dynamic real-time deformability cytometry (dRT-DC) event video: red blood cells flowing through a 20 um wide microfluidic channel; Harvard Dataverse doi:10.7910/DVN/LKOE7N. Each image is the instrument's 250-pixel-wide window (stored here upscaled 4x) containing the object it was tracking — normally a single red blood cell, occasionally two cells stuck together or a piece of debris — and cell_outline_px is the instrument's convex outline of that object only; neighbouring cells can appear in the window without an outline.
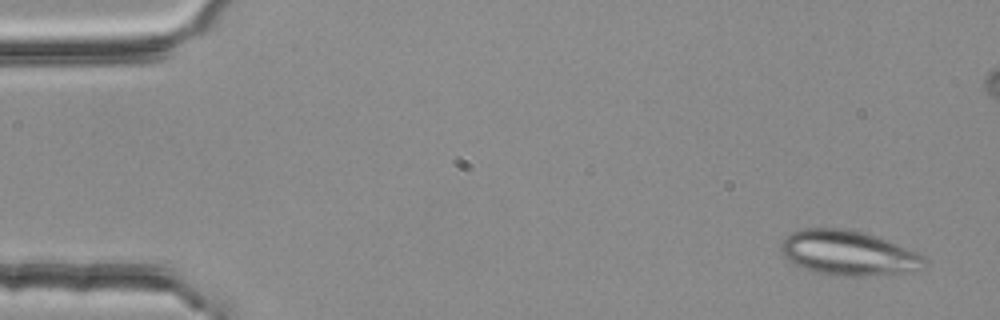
{"species": "common noctule bat (a hibernating species)", "species_latin": "Nyctalus noctula", "temperature_condition": "room temperature", "stored_images_in_passage": 4, "camera_frame_rate_fps": 3000, "um_per_image_px": 0.085, "animal": {"sex": "female", "body_mass_g": 25.1}, "frame": {"image": 1, "passage_image": 1, "time_ms": 0.0, "image_size_px": [1000, 320], "cell_outline_px": [[928, 264], [912, 272], [876, 276], [836, 276], [816, 272], [804, 268], [788, 260], [784, 256], [780, 248], [780, 244], [792, 232], [804, 228], [848, 228], [868, 232], [888, 240], [916, 252], [924, 256], [928, 260]], "centroid_in_image_um": [72.16, 21.51], "position_along_channel_um": 12.8, "area_um2": 37.97}}